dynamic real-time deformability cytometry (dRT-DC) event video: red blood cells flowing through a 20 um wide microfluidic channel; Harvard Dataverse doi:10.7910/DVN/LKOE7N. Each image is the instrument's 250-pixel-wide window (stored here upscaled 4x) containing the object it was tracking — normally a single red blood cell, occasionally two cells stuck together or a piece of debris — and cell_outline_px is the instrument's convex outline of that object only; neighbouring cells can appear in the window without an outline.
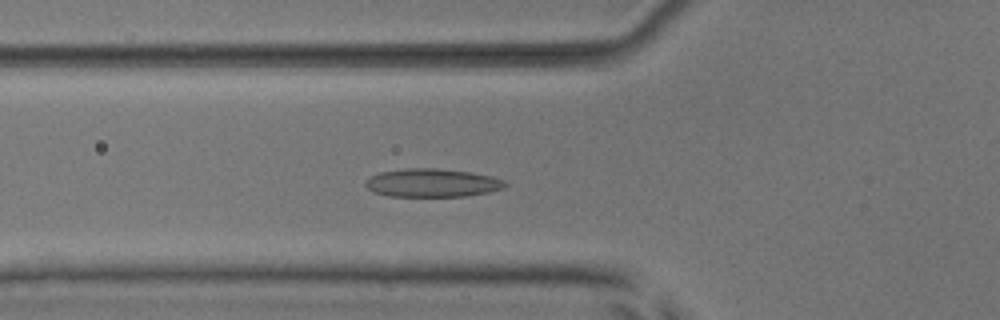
{"species": "common noctule bat (a hibernating species)", "species_latin": "Nyctalus noctula", "temperature_condition": "room temperature", "stored_images_in_passage": 53, "camera_frame_rate_fps": 3000, "um_per_image_px": 0.085, "animal": {"sex": "male", "body_mass_g": 17.9, "forearm_length_mm": 54.2}, "frame": {"image": 1, "passage_image": 20, "time_ms": 6.333, "image_size_px": [1000, 320], "cell_outline_px": [[508, 184], [504, 188], [488, 192], [464, 196], [388, 196], [372, 192], [364, 184], [372, 176], [380, 172], [408, 168], [436, 168], [472, 172], [492, 176], [504, 180]], "centroid_in_image_um": [36.76, 15.54], "position_along_channel_um": 89.0, "area_um2": 23.0}}
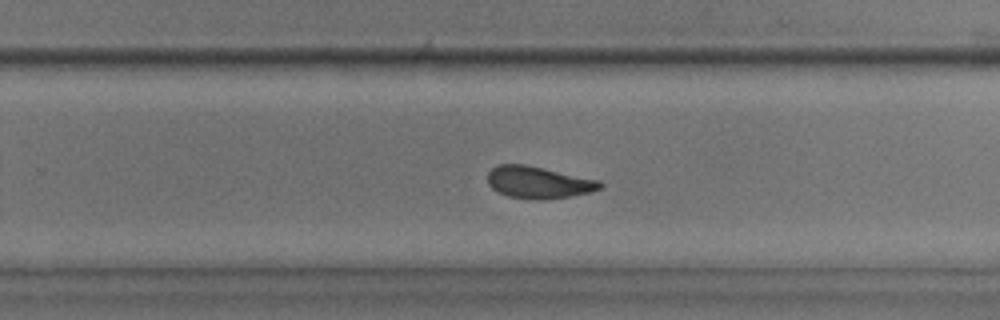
{"frame": {"image": 2, "passage_image": 35, "time_ms": 11.333, "image_size_px": [1000, 320], "cell_outline_px": [[604, 184], [600, 188], [592, 192], [544, 200], [532, 200], [508, 196], [492, 188], [488, 184], [488, 172], [496, 164], [524, 164], [544, 168], [600, 180]], "centroid_in_image_um": [45.77, 15.5], "position_along_channel_um": 284.0, "area_um2": 21.04}}
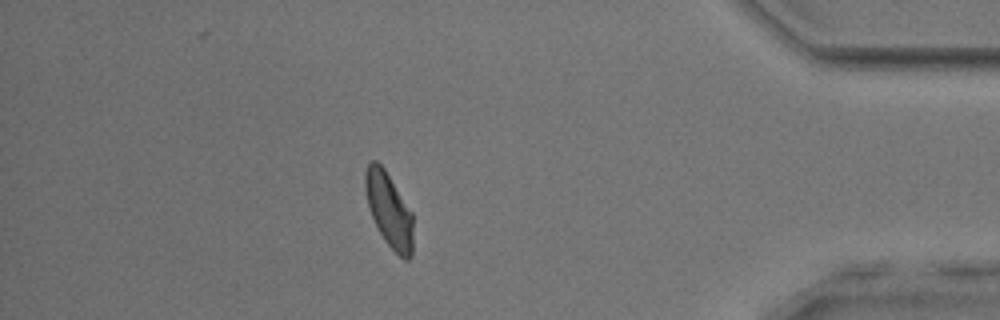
{"frame": {"image": 3, "passage_image": 47, "time_ms": 15.333, "image_size_px": [1000, 320], "cell_outline_px": [[412, 256], [408, 260], [404, 260], [384, 240], [372, 216], [368, 204], [364, 188], [364, 172], [368, 164], [372, 160], [376, 160], [384, 168], [412, 212]], "centroid_in_image_um": [33.05, 17.82], "position_along_channel_um": 402.1, "area_um2": 20.52}, "authors_computed_cell_mechanics": {"area_um2": 21.7906, "velocity_mm_per_s": 3.9062, "shape_relaxation_time_tau1_ms": 7.3855, "shape_relaxation_time_tau2_ms": 1.5958, "deformation_change_tau1": 0.1857, "deformation_change_tau2": 0.0639}}